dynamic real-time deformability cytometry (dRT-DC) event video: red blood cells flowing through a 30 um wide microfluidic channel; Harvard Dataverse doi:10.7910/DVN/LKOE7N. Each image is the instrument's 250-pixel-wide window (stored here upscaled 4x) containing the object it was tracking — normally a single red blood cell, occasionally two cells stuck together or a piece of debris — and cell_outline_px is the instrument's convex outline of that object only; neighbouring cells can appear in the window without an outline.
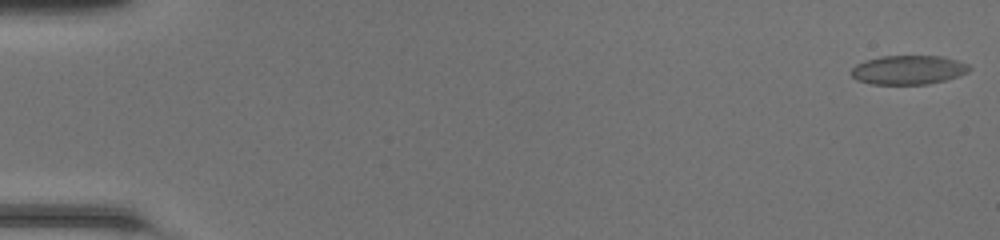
{"species": "common noctule bat (a hibernating species)", "species_latin": "Nyctalus noctula", "temperature_condition": "room temperature", "stored_images_in_passage": 50, "camera_frame_rate_fps": 3000, "um_per_image_px": 0.085, "animal": {"sex": "female", "body_mass_g": 20.0, "forearm_length_mm": 54.0}, "frame": {"image": 1, "passage_image": 1, "time_ms": 0.0, "image_size_px": [1000, 240], "cell_outline_px": [[972, 68], [968, 72], [960, 76], [928, 84], [872, 84], [856, 80], [848, 72], [856, 64], [864, 60], [880, 56], [944, 56], [968, 64]], "centroid_in_image_um": [77.19, 5.94], "position_along_channel_um": 7.8, "area_um2": 20.23}}
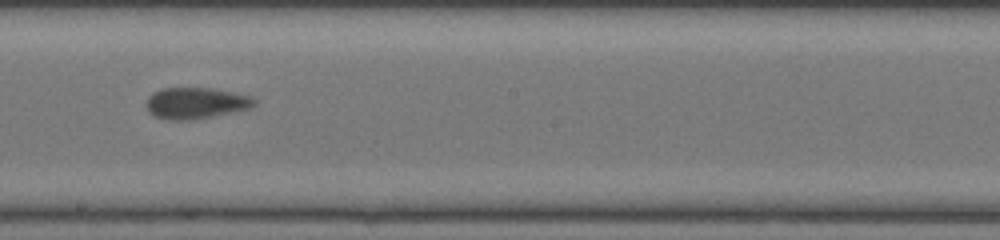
{"frame": {"image": 2, "passage_image": 29, "time_ms": 9.333, "image_size_px": [1000, 240], "cell_outline_px": [[256, 104], [252, 108], [212, 116], [188, 120], [168, 120], [156, 116], [148, 112], [144, 104], [148, 96], [152, 92], [160, 88], [216, 88], [252, 96], [256, 100]], "centroid_in_image_um": [16.63, 8.75], "position_along_channel_um": 231.6, "area_um2": 20.0}}
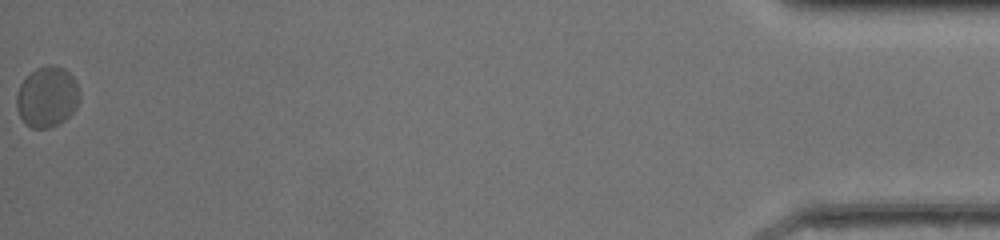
{"frame": {"image": 3, "passage_image": 50, "time_ms": 16.333, "image_size_px": [1000, 240], "cell_outline_px": [[80, 100], [76, 108], [64, 120], [48, 128], [32, 128], [20, 116], [16, 108], [16, 92], [20, 84], [36, 68], [48, 64], [52, 64], [64, 68], [76, 80], [80, 92]], "centroid_in_image_um": [4.02, 8.21], "position_along_channel_um": 431.2, "area_um2": 22.31}, "authors_computed_cell_mechanics": {"area_um2": 19.9699, "velocity_mm_per_s": 4.2303, "shape_relaxation_time_tau1_ms": 3.0475, "shape_relaxation_time_tau2_ms": 1.2854, "deformation_change_tau1": 0.0789, "deformation_change_tau2": 0.0669}}